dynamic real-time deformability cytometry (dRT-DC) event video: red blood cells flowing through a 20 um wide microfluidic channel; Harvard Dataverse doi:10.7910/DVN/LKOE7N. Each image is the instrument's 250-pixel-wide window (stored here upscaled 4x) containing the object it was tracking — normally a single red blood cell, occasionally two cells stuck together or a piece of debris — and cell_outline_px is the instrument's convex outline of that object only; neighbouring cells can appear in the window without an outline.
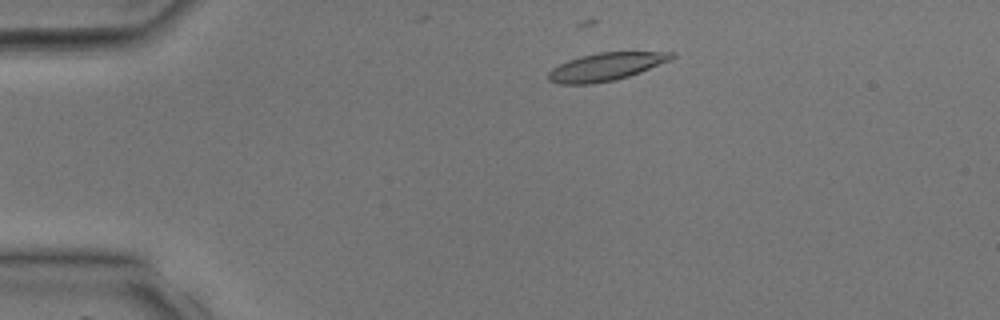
{"species": "common noctule bat (a hibernating species)", "species_latin": "Nyctalus noctula", "temperature_condition": "room temperature", "stored_images_in_passage": 10, "camera_frame_rate_fps": 3000, "um_per_image_px": 0.085, "animal": {"sex": "male", "body_mass_g": 17.9, "forearm_length_mm": 54.2}, "frame": {"image": 1, "passage_image": 5, "time_ms": 1.333, "image_size_px": [1000, 320], "cell_outline_px": [[676, 56], [668, 60], [640, 72], [616, 80], [592, 84], [560, 84], [548, 80], [548, 72], [552, 68], [568, 60], [580, 56], [600, 52], [676, 52]], "centroid_in_image_um": [51.47, 5.68], "position_along_channel_um": 33.5, "area_um2": 19.83}}